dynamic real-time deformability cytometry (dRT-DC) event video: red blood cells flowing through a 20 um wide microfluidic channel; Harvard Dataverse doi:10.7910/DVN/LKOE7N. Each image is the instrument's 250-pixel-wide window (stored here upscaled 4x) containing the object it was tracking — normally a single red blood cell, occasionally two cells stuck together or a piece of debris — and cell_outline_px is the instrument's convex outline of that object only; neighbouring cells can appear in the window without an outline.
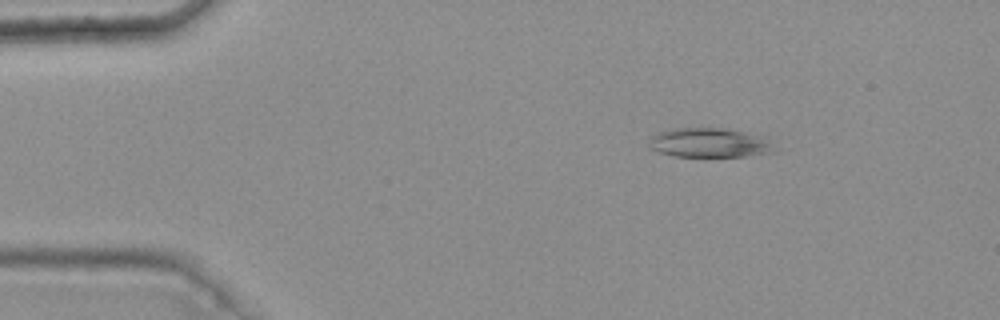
{"species": "common noctule bat (a hibernating species)", "species_latin": "Nyctalus noctula", "temperature_condition": "warm", "stored_images_in_passage": 3, "camera_frame_rate_fps": 3000, "um_per_image_px": 0.085, "animal": {"sex": "female", "body_mass_g": 25.1}, "frame": {"image": 1, "passage_image": 1, "time_ms": 0.0, "image_size_px": [1000, 320], "cell_outline_px": [[780, 152], [744, 156], [676, 156], [660, 152], [652, 148], [652, 136], [660, 132], [672, 128], [724, 128], [748, 132], [768, 136]], "centroid_in_image_um": [60.5, 12.12], "position_along_channel_um": 24.5, "area_um2": 21.68}}